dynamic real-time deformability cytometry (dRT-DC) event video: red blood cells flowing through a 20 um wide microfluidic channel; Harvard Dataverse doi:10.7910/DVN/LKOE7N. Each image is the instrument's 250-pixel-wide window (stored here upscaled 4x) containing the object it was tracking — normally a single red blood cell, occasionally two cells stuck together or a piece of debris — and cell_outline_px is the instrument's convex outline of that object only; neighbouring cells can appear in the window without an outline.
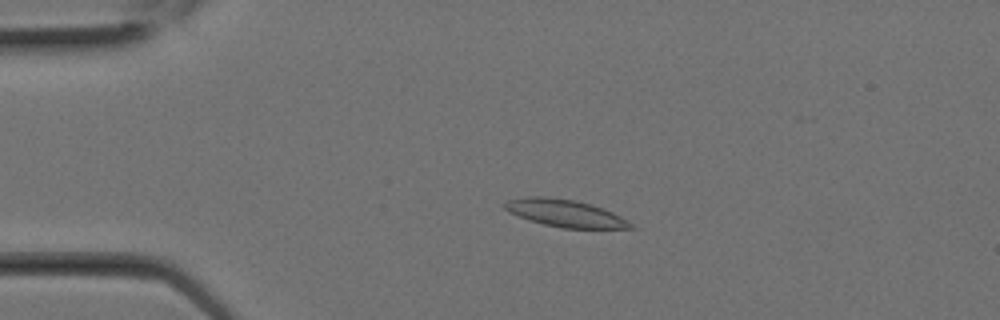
{"species": "Egyptian fruit bat (a non-hibernating species)", "species_latin": "Rousettus aegyptiacus", "temperature_condition": "room temperature", "stored_images_in_passage": 3, "camera_frame_rate_fps": 3000, "um_per_image_px": 0.085, "animal": {"sex": "female"}, "frame": {"image": 1, "passage_image": 3, "time_ms": 0.667, "image_size_px": [1000, 320], "cell_outline_px": [[640, 228], [564, 228], [544, 224], [508, 212], [500, 204], [504, 200], [524, 196], [544, 196], [576, 200], [592, 204], [604, 208], [628, 220]], "centroid_in_image_um": [48.02, 18.1], "position_along_channel_um": 37.0, "area_um2": 20.29}}